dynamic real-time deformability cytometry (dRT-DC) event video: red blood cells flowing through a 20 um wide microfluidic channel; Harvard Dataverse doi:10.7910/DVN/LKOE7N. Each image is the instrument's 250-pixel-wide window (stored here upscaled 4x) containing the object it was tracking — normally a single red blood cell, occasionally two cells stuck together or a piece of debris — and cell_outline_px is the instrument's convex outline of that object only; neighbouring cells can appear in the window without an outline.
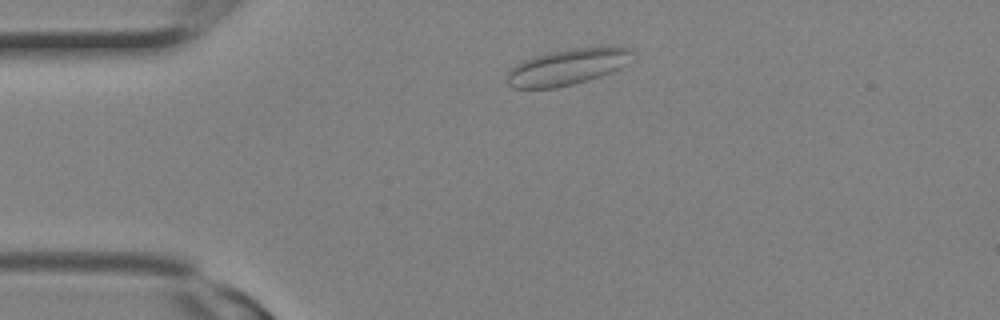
{"species": "Egyptian fruit bat (a non-hibernating species)", "species_latin": "Rousettus aegyptiacus", "temperature_condition": "room temperature", "stored_images_in_passage": 2, "camera_frame_rate_fps": 3000, "um_per_image_px": 0.085, "animal": {"sex": "female"}, "frame": {"image": 1, "passage_image": 1, "time_ms": 0.0, "image_size_px": [1000, 320], "cell_outline_px": [[632, 52], [624, 64], [620, 68], [612, 72], [588, 80], [556, 88], [512, 88], [508, 84], [508, 72], [516, 64], [532, 56], [548, 52], [572, 48], [632, 48]], "centroid_in_image_um": [48.15, 5.71], "position_along_channel_um": 36.9, "area_um2": 25.78}}